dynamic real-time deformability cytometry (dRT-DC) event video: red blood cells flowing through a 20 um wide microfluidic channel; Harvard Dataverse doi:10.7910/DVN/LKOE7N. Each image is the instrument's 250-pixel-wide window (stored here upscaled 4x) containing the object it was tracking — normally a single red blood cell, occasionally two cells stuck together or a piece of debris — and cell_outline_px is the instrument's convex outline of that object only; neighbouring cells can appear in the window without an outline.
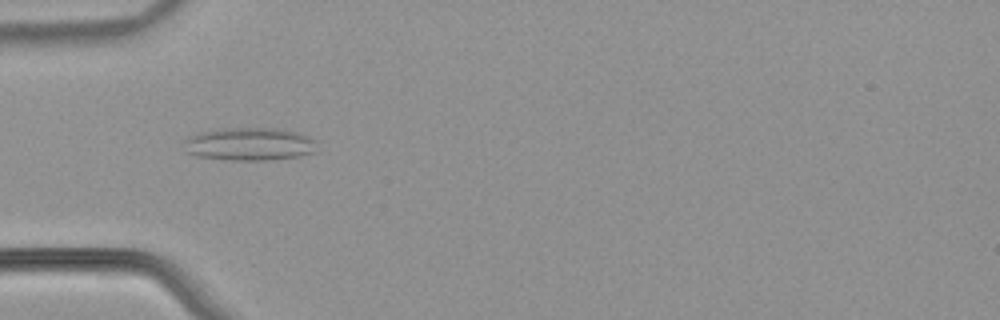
{"species": "common noctule bat (a hibernating species)", "species_latin": "Nyctalus noctula", "temperature_condition": "warm", "stored_images_in_passage": 48, "camera_frame_rate_fps": 3000, "um_per_image_px": 0.085, "animal": {"sex": "male", "body_mass_g": 21.5, "forearm_length_mm": 52.0}, "frame": {"image": 1, "passage_image": 12, "time_ms": 3.667, "image_size_px": [1000, 320], "cell_outline_px": [[316, 152], [300, 156], [264, 160], [228, 160], [196, 156], [184, 152], [184, 140], [188, 136], [196, 132], [220, 128], [276, 128], [296, 132], [316, 140]], "centroid_in_image_um": [21.14, 12.24], "position_along_channel_um": 63.9, "area_um2": 25.89}}
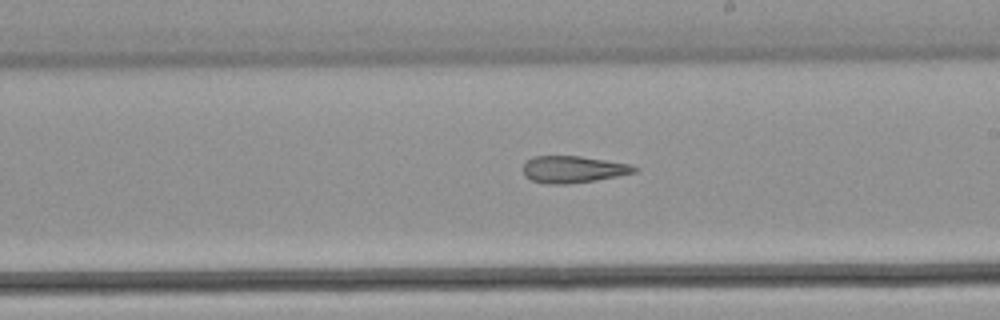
{"frame": {"image": 2, "passage_image": 26, "time_ms": 8.333, "image_size_px": [1000, 320], "cell_outline_px": [[640, 168], [636, 172], [616, 176], [568, 184], [544, 184], [532, 180], [524, 176], [524, 164], [532, 156], [580, 156], [628, 164]], "centroid_in_image_um": [48.68, 14.39], "position_along_channel_um": 240.3, "area_um2": 17.22}}
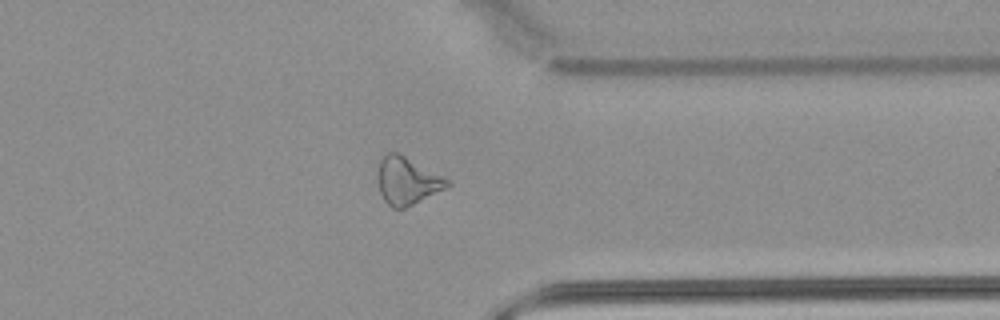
{"frame": {"image": 3, "passage_image": 37, "time_ms": 12.0, "image_size_px": [1000, 320], "cell_outline_px": [[452, 184], [404, 208], [392, 208], [384, 200], [380, 192], [380, 160], [388, 152], [396, 152], [444, 176]], "centroid_in_image_um": [34.63, 15.37], "position_along_channel_um": 376.8, "area_um2": 18.38}, "authors_computed_cell_mechanics": {"area_um2": 19.3052, "velocity_mm_per_s": 3.8254, "shape_relaxation_time_tau1_ms": null, "shape_relaxation_time_tau2_ms": 5.1619, "deformation_change_tau1": null, "deformation_change_tau2": 0.1819}}